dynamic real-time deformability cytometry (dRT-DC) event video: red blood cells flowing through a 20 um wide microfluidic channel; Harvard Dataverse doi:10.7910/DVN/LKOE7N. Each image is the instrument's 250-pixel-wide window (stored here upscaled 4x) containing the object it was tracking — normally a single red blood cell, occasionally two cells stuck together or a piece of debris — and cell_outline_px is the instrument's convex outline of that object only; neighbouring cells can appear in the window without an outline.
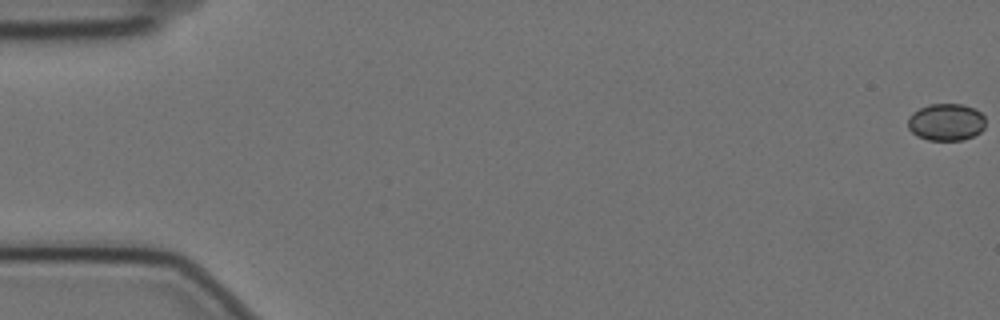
{"species": "Egyptian fruit bat (a non-hibernating species)", "species_latin": "Rousettus aegyptiacus", "temperature_condition": "cold", "stored_images_in_passage": 18, "camera_frame_rate_fps": 3000, "um_per_image_px": 0.085, "animal": {"sex": "female"}, "frame": {"image": 1, "passage_image": 1, "time_ms": 0.0, "image_size_px": [1000, 320], "cell_outline_px": [[984, 128], [980, 132], [964, 140], [928, 140], [916, 136], [908, 128], [908, 116], [912, 112], [928, 104], [964, 104], [976, 108], [984, 116]], "centroid_in_image_um": [80.41, 10.37], "position_along_channel_um": 4.6, "area_um2": 16.99}}
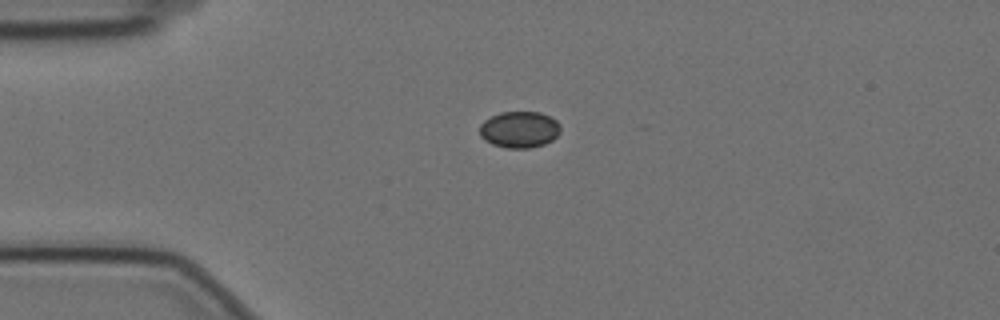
{"frame": {"image": 2, "passage_image": 15, "time_ms": 4.667, "image_size_px": [1000, 320], "cell_outline_px": [[560, 132], [552, 140], [544, 144], [528, 148], [504, 148], [492, 144], [484, 140], [480, 136], [480, 124], [484, 120], [500, 112], [540, 112], [556, 120], [560, 124]], "centroid_in_image_um": [44.14, 11.01], "position_along_channel_um": 40.9, "area_um2": 17.22}}